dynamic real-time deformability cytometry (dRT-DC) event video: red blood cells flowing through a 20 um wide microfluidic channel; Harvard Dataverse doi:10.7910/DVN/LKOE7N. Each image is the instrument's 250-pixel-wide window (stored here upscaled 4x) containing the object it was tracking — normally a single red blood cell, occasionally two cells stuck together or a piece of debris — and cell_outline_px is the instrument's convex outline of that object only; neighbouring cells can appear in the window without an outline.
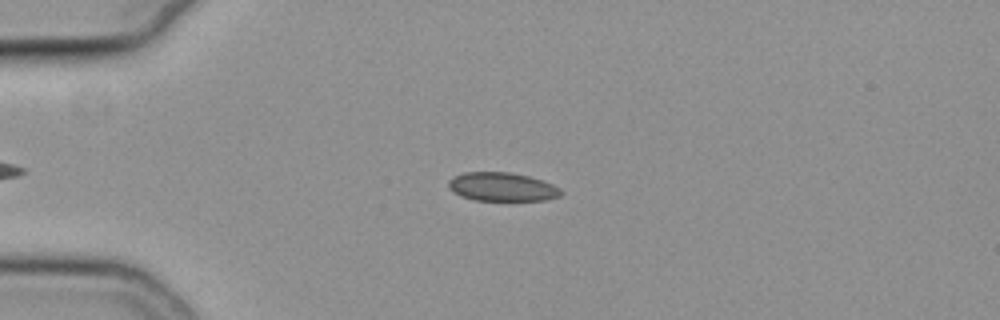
{"species": "common noctule bat (a hibernating species)", "species_latin": "Nyctalus noctula", "temperature_condition": "cold", "stored_images_in_passage": 45, "camera_frame_rate_fps": 3000, "um_per_image_px": 0.085, "animal": {"sex": "female", "body_mass_g": 19.3, "forearm_length_mm": 54.1}, "frame": {"image": 1, "passage_image": 9, "time_ms": 2.667, "image_size_px": [1000, 320], "cell_outline_px": [[564, 192], [560, 196], [544, 200], [472, 200], [460, 196], [452, 192], [448, 188], [448, 180], [452, 176], [464, 172], [508, 172], [528, 176], [552, 184], [560, 188]], "centroid_in_image_um": [42.62, 15.88], "position_along_channel_um": 42.4, "area_um2": 18.9}}
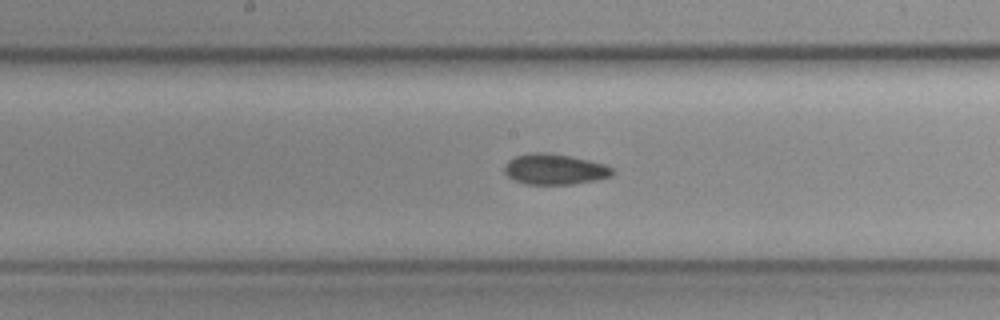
{"frame": {"image": 2, "passage_image": 24, "time_ms": 7.667, "image_size_px": [1000, 320], "cell_outline_px": [[616, 172], [612, 176], [596, 180], [572, 184], [528, 184], [516, 180], [508, 176], [504, 172], [504, 164], [508, 160], [516, 156], [532, 152], [544, 152], [572, 156], [604, 164], [616, 168]], "centroid_in_image_um": [47.19, 14.38], "position_along_channel_um": 201.0, "area_um2": 19.42}}
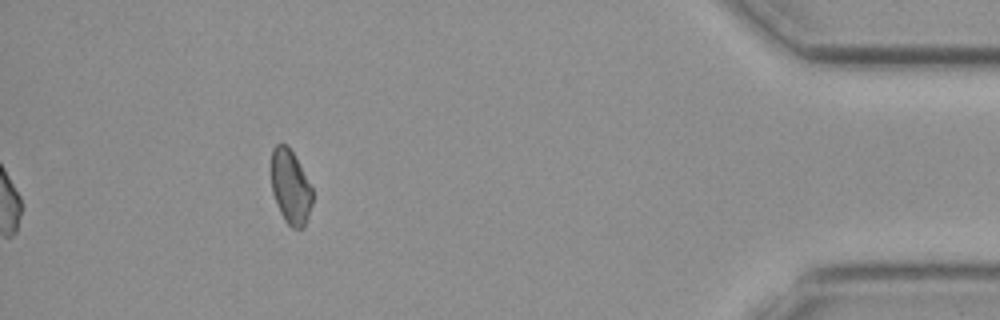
{"frame": {"image": 3, "passage_image": 45, "time_ms": 14.667, "image_size_px": [1000, 320], "cell_outline_px": [[312, 204], [304, 228], [292, 228], [284, 220], [280, 212], [272, 192], [272, 148], [276, 144], [284, 144], [292, 152], [312, 188]], "centroid_in_image_um": [24.69, 15.93], "position_along_channel_um": 410.5, "area_um2": 17.46}}